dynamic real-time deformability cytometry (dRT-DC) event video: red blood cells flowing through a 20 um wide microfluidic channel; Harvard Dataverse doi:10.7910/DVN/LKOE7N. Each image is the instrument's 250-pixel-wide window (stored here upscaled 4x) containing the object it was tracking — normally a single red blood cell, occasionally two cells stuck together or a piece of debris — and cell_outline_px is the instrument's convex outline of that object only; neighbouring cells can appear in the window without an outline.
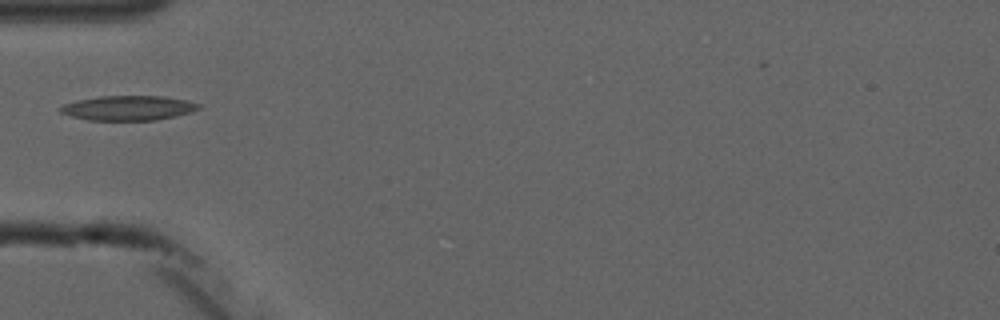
{"species": "common noctule bat (a hibernating species)", "species_latin": "Nyctalus noctula", "temperature_condition": "cold", "stored_images_in_passage": 2, "camera_frame_rate_fps": 3000, "um_per_image_px": 0.085, "animal": {"sex": "male", "forearm_length_mm": 52.5}, "frame": {"image": 1, "passage_image": 1, "time_ms": 0.0, "image_size_px": [1000, 320], "cell_outline_px": [[200, 108], [192, 112], [176, 116], [156, 120], [88, 120], [72, 116], [60, 112], [56, 108], [64, 104], [80, 100], [100, 96], [164, 96], [188, 100], [200, 104]], "centroid_in_image_um": [10.93, 9.18], "position_along_channel_um": 74.1, "area_um2": 19.94}}
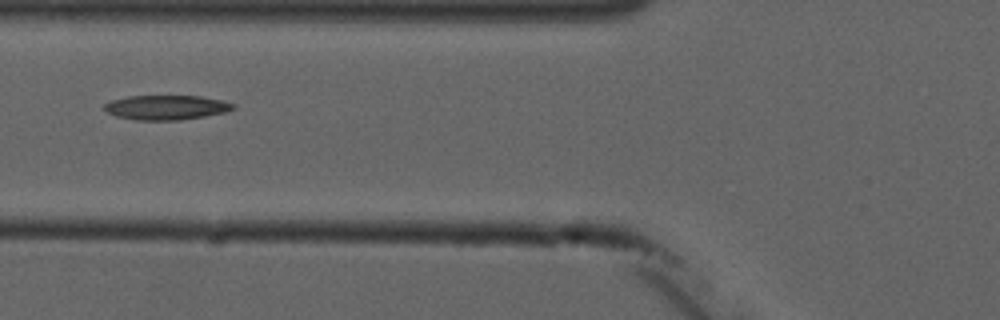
{"frame": {"image": 2, "passage_image": 2, "time_ms": 1.0, "image_size_px": [1000, 320], "cell_outline_px": [[236, 108], [224, 112], [204, 116], [180, 120], [136, 120], [116, 116], [108, 112], [104, 108], [104, 104], [112, 100], [128, 96], [200, 96], [220, 100], [236, 104]], "centroid_in_image_um": [14.14, 9.13], "position_along_channel_um": 111.7, "area_um2": 18.32}}